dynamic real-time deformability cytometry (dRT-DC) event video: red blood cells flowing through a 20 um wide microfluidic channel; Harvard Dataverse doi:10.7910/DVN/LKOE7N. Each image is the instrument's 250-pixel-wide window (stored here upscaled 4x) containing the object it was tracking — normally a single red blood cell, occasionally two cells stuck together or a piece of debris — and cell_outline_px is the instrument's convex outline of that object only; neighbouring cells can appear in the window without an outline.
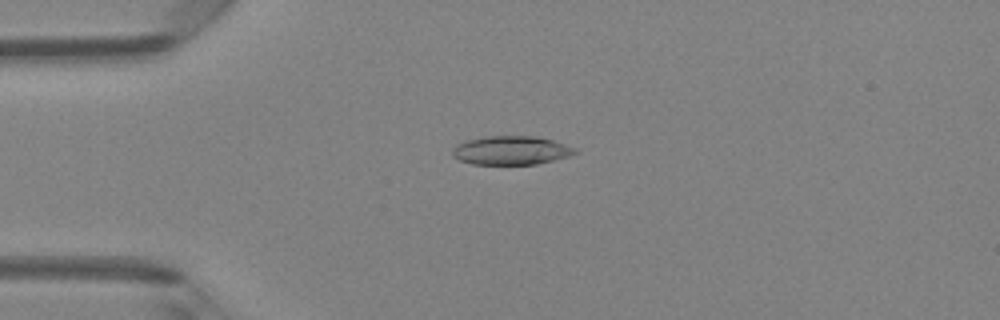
{"species": "Egyptian fruit bat (a non-hibernating species)", "species_latin": "Rousettus aegyptiacus", "temperature_condition": "room temperature", "stored_images_in_passage": 5, "camera_frame_rate_fps": 3000, "um_per_image_px": 0.085, "animal": {"sex": "female"}, "frame": {"image": 1, "passage_image": 3, "time_ms": 0.667, "image_size_px": [1000, 320], "cell_outline_px": [[580, 152], [568, 156], [536, 164], [472, 164], [460, 160], [452, 156], [452, 148], [456, 144], [464, 140], [484, 136], [536, 136], [552, 140], [576, 148]], "centroid_in_image_um": [43.41, 12.77], "position_along_channel_um": 41.6, "area_um2": 20.63}}
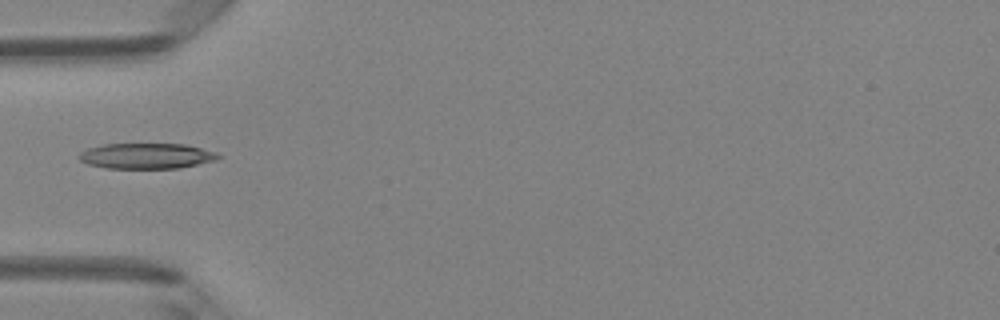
{"frame": {"image": 2, "passage_image": 4, "time_ms": 1.0, "image_size_px": [1000, 320], "cell_outline_px": [[224, 156], [216, 160], [180, 168], [108, 168], [88, 164], [80, 160], [76, 156], [80, 152], [88, 148], [104, 144], [184, 144], [216, 152]], "centroid_in_image_um": [12.46, 13.25], "position_along_channel_um": 72.5, "area_um2": 20.75}}
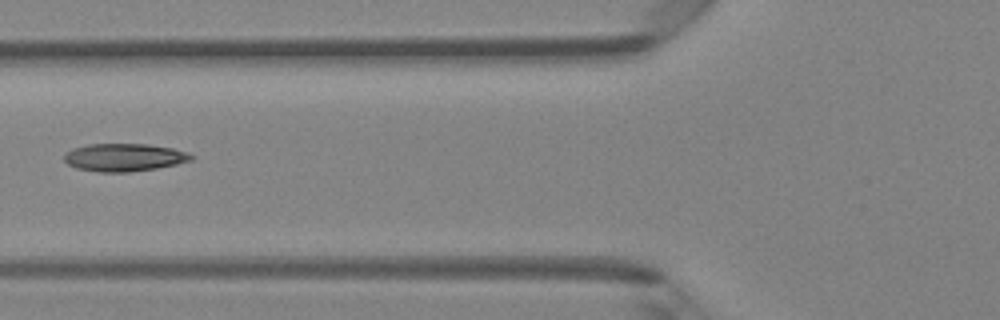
{"frame": {"image": 3, "passage_image": 5, "time_ms": 1.333, "image_size_px": [1000, 320], "cell_outline_px": [[196, 156], [192, 160], [176, 164], [156, 168], [128, 172], [100, 172], [76, 168], [68, 164], [64, 160], [64, 152], [72, 148], [88, 144], [148, 144], [172, 148], [188, 152]], "centroid_in_image_um": [10.55, 13.37], "position_along_channel_um": 115.3, "area_um2": 20.69}}